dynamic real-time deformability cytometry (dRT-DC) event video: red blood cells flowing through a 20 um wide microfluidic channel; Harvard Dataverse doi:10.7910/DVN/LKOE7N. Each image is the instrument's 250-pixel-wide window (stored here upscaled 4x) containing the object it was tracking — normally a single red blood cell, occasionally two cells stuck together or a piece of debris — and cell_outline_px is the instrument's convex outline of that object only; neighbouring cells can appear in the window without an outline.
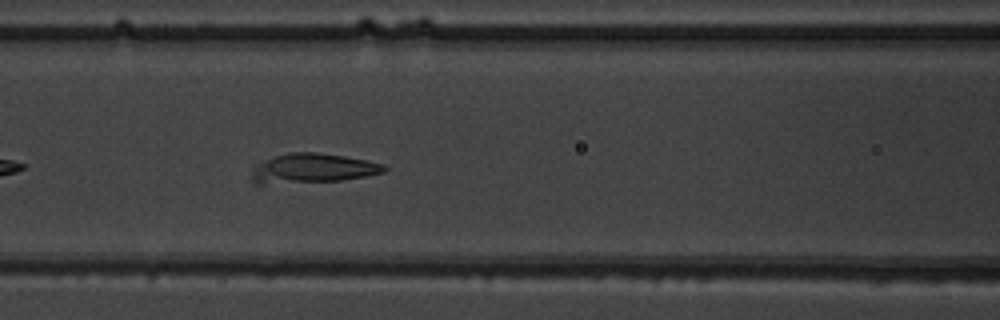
{"species": "common noctule bat (a hibernating species)", "species_latin": "Nyctalus noctula", "temperature_condition": "warm", "stored_images_in_passage": 27, "camera_frame_rate_fps": 3000, "um_per_image_px": 0.085, "animal": {"sex": "male", "body_mass_g": 19.5, "forearm_length_mm": 54.6}, "frame": {"image": 1, "passage_image": 10, "time_ms": 3.0, "image_size_px": [1000, 320], "cell_outline_px": [[388, 168], [384, 172], [364, 176], [340, 180], [264, 184], [252, 184], [252, 168], [256, 164], [276, 156], [288, 152], [316, 152], [344, 156], [384, 164]], "centroid_in_image_um": [26.53, 14.31], "position_along_channel_um": 140.1, "area_um2": 22.6}}
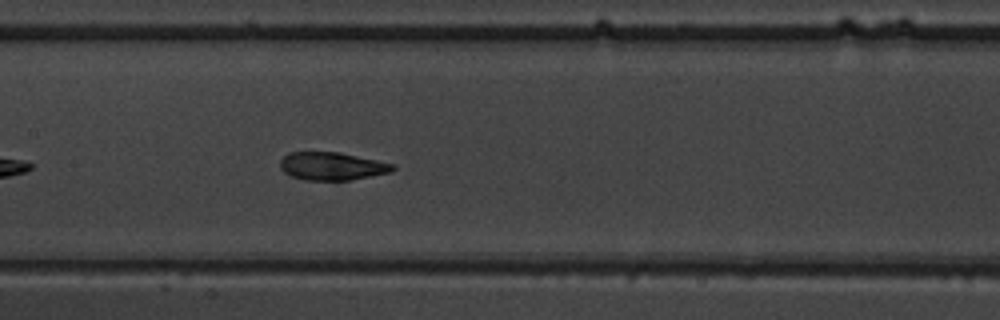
{"frame": {"image": 2, "passage_image": 13, "time_ms": 4.0, "image_size_px": [1000, 320], "cell_outline_px": [[396, 168], [392, 172], [352, 180], [304, 180], [292, 176], [284, 172], [280, 168], [280, 160], [288, 152], [340, 152], [396, 164]], "centroid_in_image_um": [28.25, 14.12], "position_along_channel_um": 179.2, "area_um2": 18.55}}
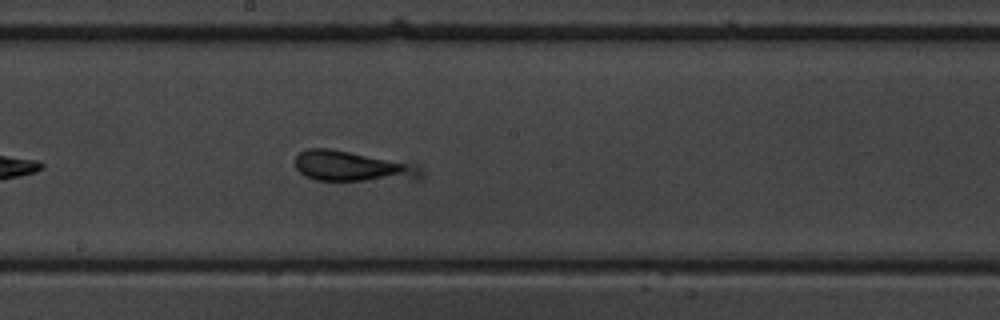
{"frame": {"image": 3, "passage_image": 16, "time_ms": 5.0, "image_size_px": [1000, 320], "cell_outline_px": [[424, 176], [420, 180], [316, 180], [304, 176], [296, 168], [296, 156], [300, 152], [308, 148], [332, 148], [420, 164], [424, 172]], "centroid_in_image_um": [30.08, 14.14], "position_along_channel_um": 218.1, "area_um2": 22.95}}